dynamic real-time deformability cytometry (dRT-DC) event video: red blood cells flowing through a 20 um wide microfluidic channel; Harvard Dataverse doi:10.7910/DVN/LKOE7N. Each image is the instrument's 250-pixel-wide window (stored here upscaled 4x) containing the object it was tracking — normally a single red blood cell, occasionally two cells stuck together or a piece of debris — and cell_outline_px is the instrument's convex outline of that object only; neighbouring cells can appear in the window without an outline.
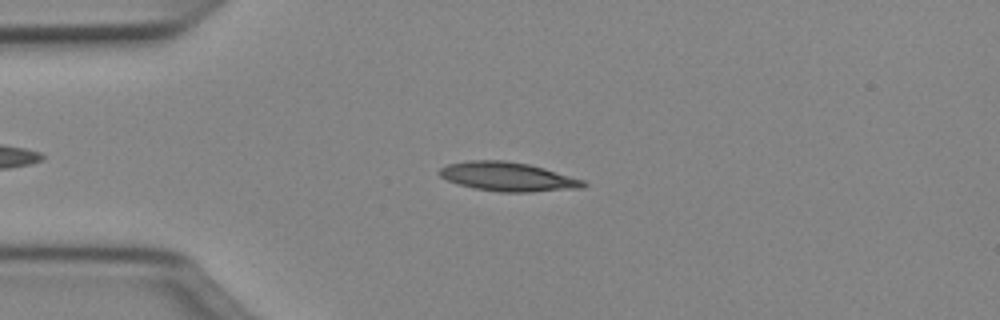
{"species": "Egyptian fruit bat (a non-hibernating species)", "species_latin": "Rousettus aegyptiacus", "temperature_condition": "cold", "stored_images_in_passage": 43, "camera_frame_rate_fps": 3000, "um_per_image_px": 0.085, "animal": {"sex": "female"}, "frame": {"image": 1, "passage_image": 9, "time_ms": 2.667, "image_size_px": [1000, 320], "cell_outline_px": [[588, 184], [584, 188], [532, 192], [500, 192], [472, 188], [448, 180], [440, 176], [436, 172], [440, 168], [448, 164], [468, 160], [504, 160], [528, 164], [544, 168], [584, 180]], "centroid_in_image_um": [43.17, 15.02], "position_along_channel_um": 41.8, "area_um2": 24.45}}
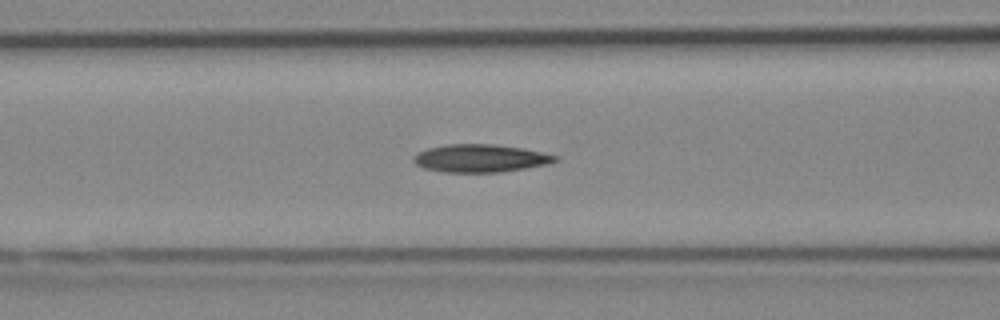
{"frame": {"image": 2, "passage_image": 17, "time_ms": 5.333, "image_size_px": [1000, 320], "cell_outline_px": [[560, 160], [548, 164], [500, 172], [444, 172], [424, 168], [416, 164], [412, 160], [412, 156], [416, 152], [428, 148], [448, 144], [492, 144], [524, 148], [560, 156]], "centroid_in_image_um": [40.83, 13.45], "position_along_channel_um": 125.8, "area_um2": 23.12}}
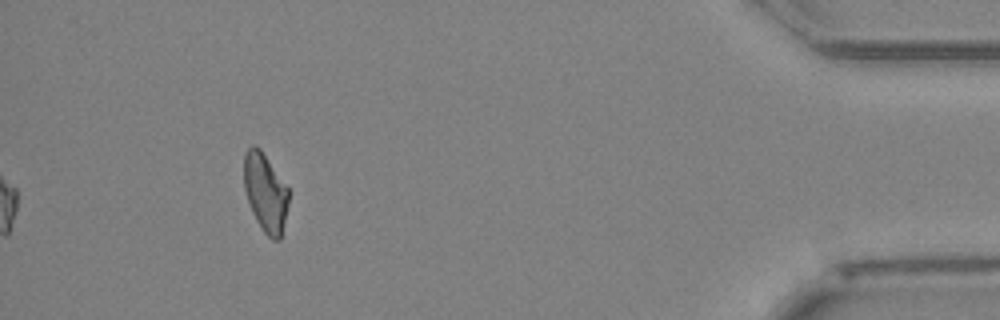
{"frame": {"image": 3, "passage_image": 43, "time_ms": 14.0, "image_size_px": [1000, 320], "cell_outline_px": [[288, 204], [280, 240], [272, 240], [264, 232], [256, 220], [252, 212], [244, 188], [244, 152], [252, 144], [256, 144], [260, 148], [288, 188]], "centroid_in_image_um": [22.54, 16.34], "position_along_channel_um": 412.7, "area_um2": 20.29}, "authors_computed_cell_mechanics": {"area_um2": 22.253, "velocity_mm_per_s": 4.0162, "shape_relaxation_time_tau1_ms": 4.2652, "shape_relaxation_time_tau2_ms": 4.211, "deformation_change_tau1": 0.1608, "deformation_change_tau2": 0.138}}